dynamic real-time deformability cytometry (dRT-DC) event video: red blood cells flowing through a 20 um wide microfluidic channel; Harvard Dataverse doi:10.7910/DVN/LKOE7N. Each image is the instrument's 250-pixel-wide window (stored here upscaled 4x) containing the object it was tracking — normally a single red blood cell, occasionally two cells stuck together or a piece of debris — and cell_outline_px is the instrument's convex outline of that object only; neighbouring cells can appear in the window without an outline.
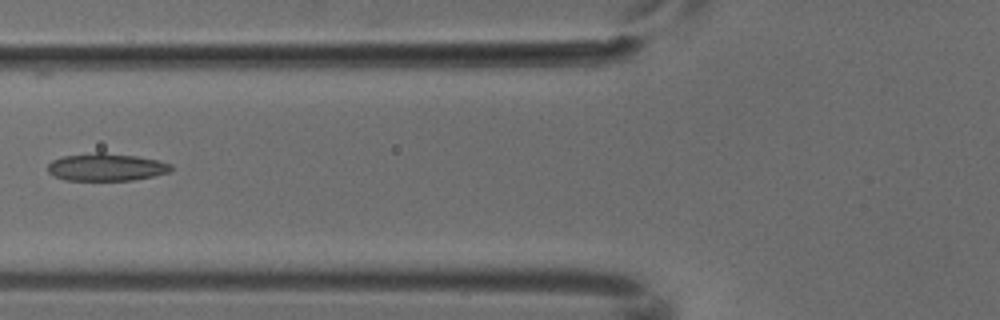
{"species": "common noctule bat (a hibernating species)", "species_latin": "Nyctalus noctula", "temperature_condition": "cold", "stored_images_in_passage": 4, "camera_frame_rate_fps": 3000, "um_per_image_px": 0.085, "animal": {"sex": "male", "body_mass_g": 18.8}, "frame": {"image": 1, "passage_image": 3, "time_ms": 0.667, "image_size_px": [1000, 320], "cell_outline_px": [[172, 168], [168, 172], [152, 176], [132, 180], [64, 180], [48, 172], [48, 164], [52, 160], [64, 156], [96, 152], [104, 152], [136, 156], [156, 160], [172, 164]], "centroid_in_image_um": [9.01, 14.2], "position_along_channel_um": 116.8, "area_um2": 19.59}}
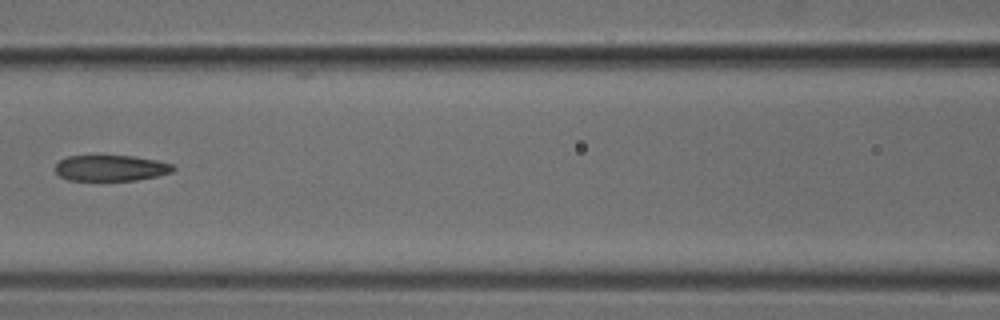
{"frame": {"image": 2, "passage_image": 4, "time_ms": 1.0, "image_size_px": [1000, 320], "cell_outline_px": [[176, 168], [172, 172], [156, 176], [136, 180], [68, 180], [60, 176], [56, 172], [56, 164], [60, 160], [68, 156], [132, 156], [156, 160], [172, 164]], "centroid_in_image_um": [9.43, 14.28], "position_along_channel_um": 157.2, "area_um2": 17.63}}